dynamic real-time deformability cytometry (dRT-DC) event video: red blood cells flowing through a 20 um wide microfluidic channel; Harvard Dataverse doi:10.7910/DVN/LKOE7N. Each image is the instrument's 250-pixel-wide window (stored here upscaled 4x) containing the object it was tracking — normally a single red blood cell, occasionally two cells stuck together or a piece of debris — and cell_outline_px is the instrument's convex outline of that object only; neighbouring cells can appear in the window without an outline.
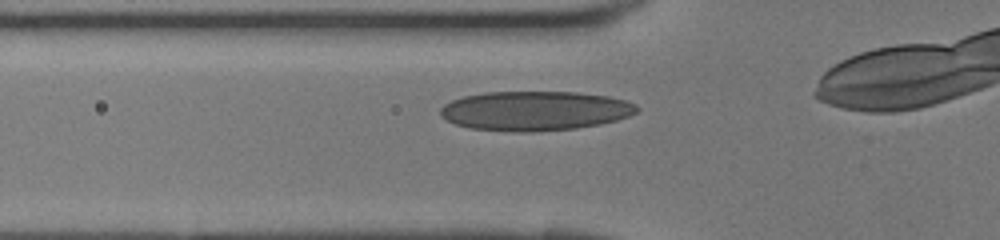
{"species": "human", "species_latin": "Homo sapiens", "temperature_condition": "room temperature", "stored_images_in_passage": 23, "camera_frame_rate_fps": 3000, "um_per_image_px": 0.085, "donor": {"sex": "female"}, "frame": {"image": 1, "passage_image": 3, "time_ms": 0.667, "image_size_px": [1000, 240], "cell_outline_px": [[640, 108], [636, 112], [628, 116], [616, 120], [600, 124], [576, 128], [532, 132], [512, 132], [468, 128], [456, 124], [440, 116], [440, 108], [444, 104], [452, 100], [464, 96], [484, 92], [576, 92], [608, 96], [624, 100], [636, 104]], "centroid_in_image_um": [45.45, 9.42], "position_along_channel_um": 80.3, "area_um2": 45.32}}
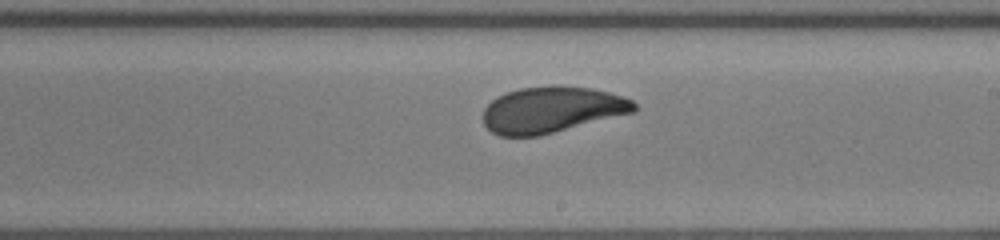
{"frame": {"image": 2, "passage_image": 13, "time_ms": 4.0, "image_size_px": [1000, 240], "cell_outline_px": [[636, 112], [540, 136], [500, 136], [492, 132], [484, 124], [484, 108], [492, 100], [508, 92], [520, 88], [592, 88], [608, 92], [632, 100], [636, 104]], "centroid_in_image_um": [46.92, 9.37], "position_along_channel_um": 242.1, "area_um2": 39.77}}
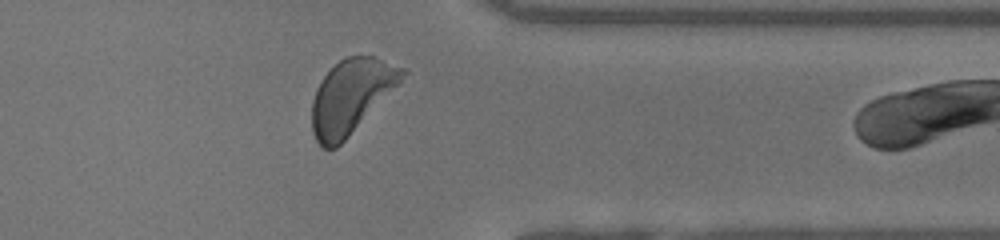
{"frame": {"image": 3, "passage_image": 22, "time_ms": 7.0, "image_size_px": [1000, 240], "cell_outline_px": [[408, 72], [400, 84], [336, 148], [320, 148], [312, 132], [312, 100], [316, 88], [324, 76], [340, 60], [348, 56], [376, 56], [408, 68]], "centroid_in_image_um": [29.88, 8.17], "position_along_channel_um": 381.5, "area_um2": 39.02}}